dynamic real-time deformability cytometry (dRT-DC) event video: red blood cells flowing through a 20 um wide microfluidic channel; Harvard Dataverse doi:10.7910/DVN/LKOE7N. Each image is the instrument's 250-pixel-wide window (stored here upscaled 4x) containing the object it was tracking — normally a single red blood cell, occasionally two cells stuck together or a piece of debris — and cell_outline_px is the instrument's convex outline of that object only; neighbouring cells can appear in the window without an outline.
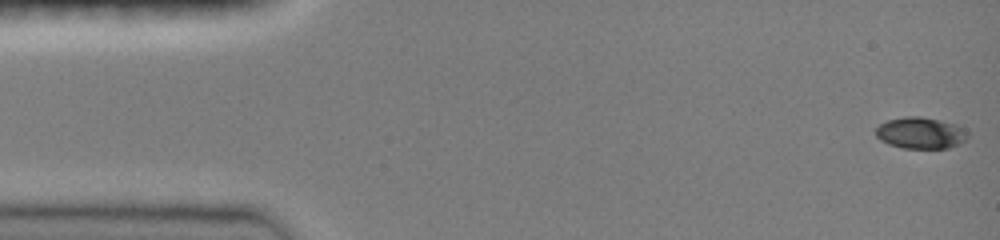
{"species": "common noctule bat (a hibernating species)", "species_latin": "Nyctalus noctula", "temperature_condition": "room temperature", "stored_images_in_passage": 48, "camera_frame_rate_fps": 3000, "um_per_image_px": 0.085, "animal": {"sex": "female", "body_mass_g": 19.0, "forearm_length_mm": 51.5}, "frame": {"image": 1, "passage_image": 1, "time_ms": 0.0, "image_size_px": [1000, 240], "cell_outline_px": [[968, 136], [964, 140], [948, 148], [904, 148], [888, 144], [880, 140], [876, 136], [876, 128], [880, 124], [888, 120], [904, 116], [920, 116], [940, 120], [956, 124], [964, 128], [968, 132]], "centroid_in_image_um": [78.24, 11.29], "position_along_channel_um": 6.8, "area_um2": 16.82}}
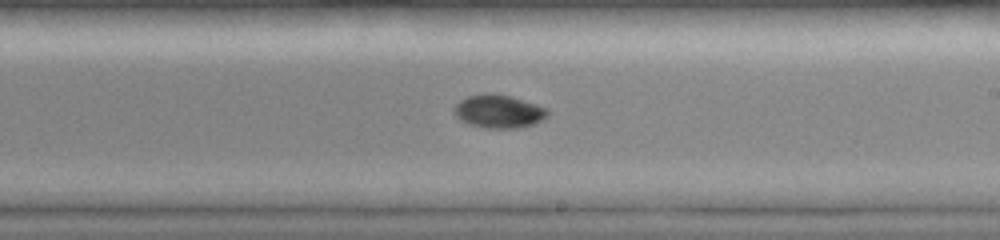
{"frame": {"image": 2, "passage_image": 28, "time_ms": 9.0, "image_size_px": [1000, 240], "cell_outline_px": [[548, 116], [544, 120], [536, 124], [520, 128], [484, 128], [468, 124], [460, 120], [452, 112], [452, 108], [460, 100], [468, 96], [484, 92], [492, 92], [512, 96], [548, 108]], "centroid_in_image_um": [42.39, 9.46], "position_along_channel_um": 246.6, "area_um2": 18.67}}
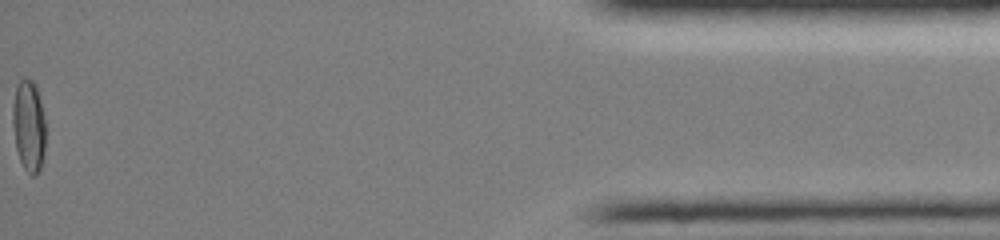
{"frame": {"image": 3, "passage_image": 48, "time_ms": 15.667, "image_size_px": [1000, 240], "cell_outline_px": [[44, 156], [40, 168], [36, 176], [32, 176], [24, 168], [20, 160], [16, 148], [12, 124], [12, 104], [16, 84], [20, 80], [32, 80], [36, 84], [40, 100], [44, 120]], "centroid_in_image_um": [2.42, 10.7], "position_along_channel_um": 432.8, "area_um2": 17.57}, "authors_computed_cell_mechanics": {"area_um2": 17.3111, "velocity_mm_per_s": 4.0433, "shape_relaxation_time_tau1_ms": 6.1458, "shape_relaxation_time_tau2_ms": 6.1082, "deformation_change_tau1": 0.1861, "deformation_change_tau2": 0.045}}